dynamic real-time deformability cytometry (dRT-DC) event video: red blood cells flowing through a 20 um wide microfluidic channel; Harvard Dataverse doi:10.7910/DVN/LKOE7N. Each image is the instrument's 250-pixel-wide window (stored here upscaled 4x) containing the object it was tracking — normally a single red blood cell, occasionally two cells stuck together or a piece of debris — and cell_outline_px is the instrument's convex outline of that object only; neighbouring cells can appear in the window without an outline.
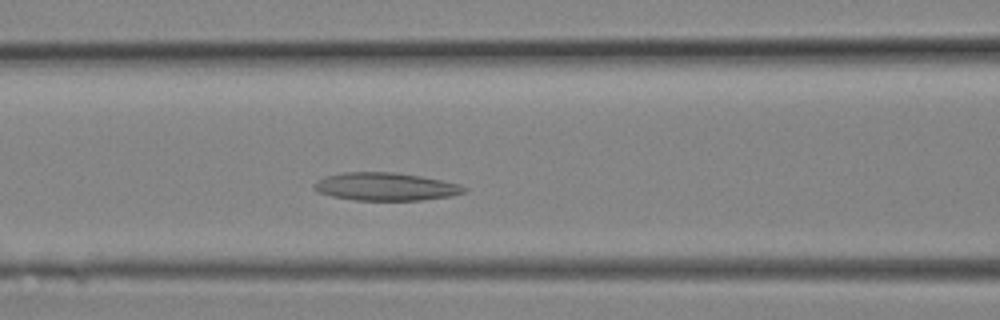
{"species": "Egyptian fruit bat (a non-hibernating species)", "species_latin": "Rousettus aegyptiacus", "temperature_condition": "room temperature", "stored_images_in_passage": 5, "camera_frame_rate_fps": 3000, "um_per_image_px": 0.085, "animal": {"sex": "female"}, "frame": {"image": 1, "passage_image": 5, "time_ms": 1.333, "image_size_px": [1000, 320], "cell_outline_px": [[468, 188], [464, 192], [452, 196], [420, 200], [356, 200], [332, 196], [316, 192], [312, 188], [312, 184], [316, 180], [328, 176], [344, 172], [396, 172], [420, 176], [460, 184]], "centroid_in_image_um": [32.75, 15.86], "position_along_channel_um": 133.9, "area_um2": 24.45}}